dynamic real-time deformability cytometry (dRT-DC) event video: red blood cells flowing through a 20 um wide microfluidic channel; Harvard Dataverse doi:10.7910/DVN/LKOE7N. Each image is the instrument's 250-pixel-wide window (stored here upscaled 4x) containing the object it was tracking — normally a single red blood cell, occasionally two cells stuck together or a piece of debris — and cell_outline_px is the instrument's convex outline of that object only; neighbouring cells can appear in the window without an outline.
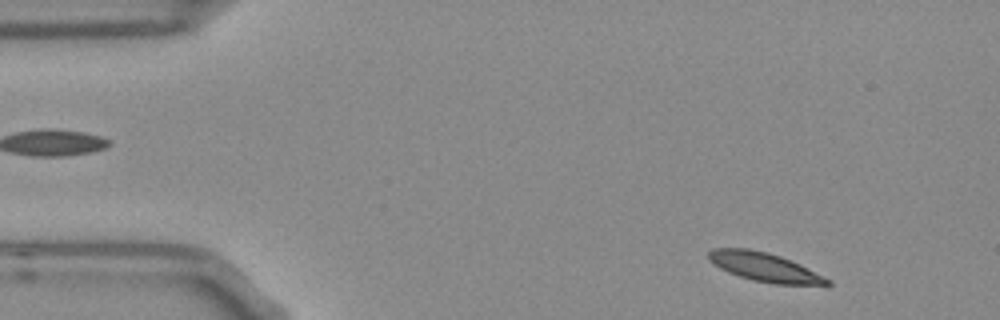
{"species": "Egyptian fruit bat (a non-hibernating species)", "species_latin": "Rousettus aegyptiacus", "temperature_condition": "room temperature", "stored_images_in_passage": 51, "camera_frame_rate_fps": 3000, "um_per_image_px": 0.085, "frame": {"image": 1, "passage_image": 3, "time_ms": 0.667, "image_size_px": [1000, 320], "cell_outline_px": [[832, 284], [776, 284], [752, 280], [728, 272], [720, 268], [708, 260], [708, 252], [712, 248], [748, 248], [768, 252], [792, 260], [832, 280]], "centroid_in_image_um": [64.96, 22.68], "position_along_channel_um": 20.0, "area_um2": 19.88}}
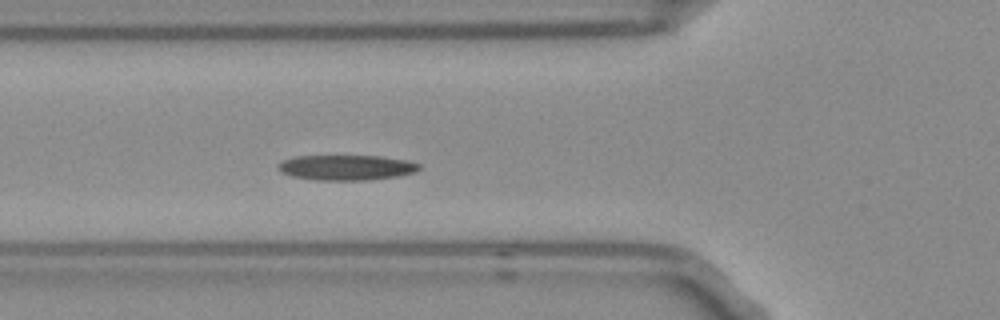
{"frame": {"image": 2, "passage_image": 16, "time_ms": 5.0, "image_size_px": [1000, 320], "cell_outline_px": [[420, 168], [416, 172], [396, 176], [368, 180], [316, 180], [292, 176], [280, 172], [276, 168], [276, 164], [284, 160], [296, 156], [380, 156], [408, 160], [420, 164]], "centroid_in_image_um": [29.42, 14.24], "position_along_channel_um": 96.4, "area_um2": 20.81}}
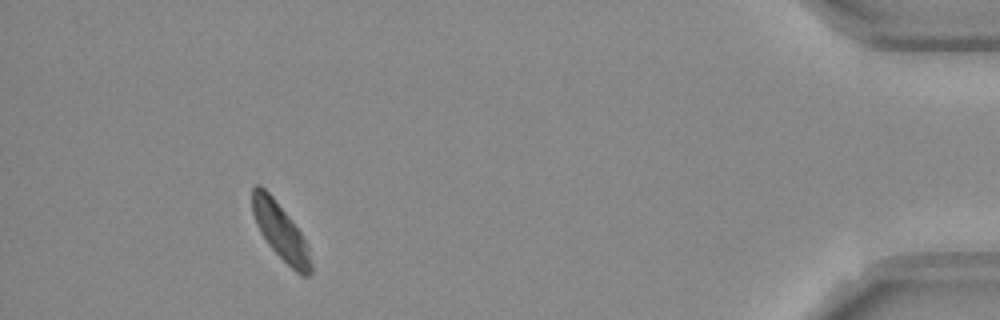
{"frame": {"image": 3, "passage_image": 47, "time_ms": 15.333, "image_size_px": [1000, 320], "cell_outline_px": [[312, 272], [308, 276], [300, 276], [268, 244], [260, 232], [256, 224], [252, 212], [252, 188], [256, 184], [260, 184], [272, 196], [288, 216], [300, 232], [308, 244], [312, 264]], "centroid_in_image_um": [23.85, 19.69], "position_along_channel_um": 411.3, "area_um2": 19.13}, "authors_computed_cell_mechanics": {"area_um2": 20.4612, "velocity_mm_per_s": 3.6815, "shape_relaxation_time_tau1_ms": 5.5156, "shape_relaxation_time_tau2_ms": 5.5062, "deformation_change_tau1": 0.1413, "deformation_change_tau2": 0.089}}